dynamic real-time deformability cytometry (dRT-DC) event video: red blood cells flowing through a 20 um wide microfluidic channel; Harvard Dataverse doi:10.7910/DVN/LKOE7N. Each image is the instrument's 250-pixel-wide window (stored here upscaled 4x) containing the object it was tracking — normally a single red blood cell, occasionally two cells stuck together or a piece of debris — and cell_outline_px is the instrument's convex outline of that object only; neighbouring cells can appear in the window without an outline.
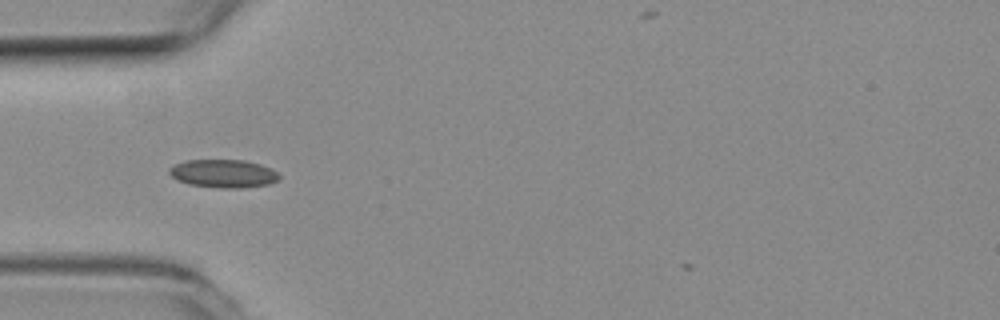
{"species": "common noctule bat (a hibernating species)", "species_latin": "Nyctalus noctula", "temperature_condition": "room temperature", "stored_images_in_passage": 34, "camera_frame_rate_fps": 3000, "um_per_image_px": 0.085, "animal": {"sex": "female", "body_mass_g": 19.3, "forearm_length_mm": 54.1}, "frame": {"image": 1, "passage_image": 1, "time_ms": 0.0, "image_size_px": [1000, 320], "cell_outline_px": [[280, 180], [268, 184], [244, 188], [220, 188], [188, 184], [176, 180], [168, 172], [168, 168], [184, 160], [244, 160], [260, 164], [276, 172], [280, 176]], "centroid_in_image_um": [18.96, 14.76], "position_along_channel_um": 66.0, "area_um2": 18.09}}
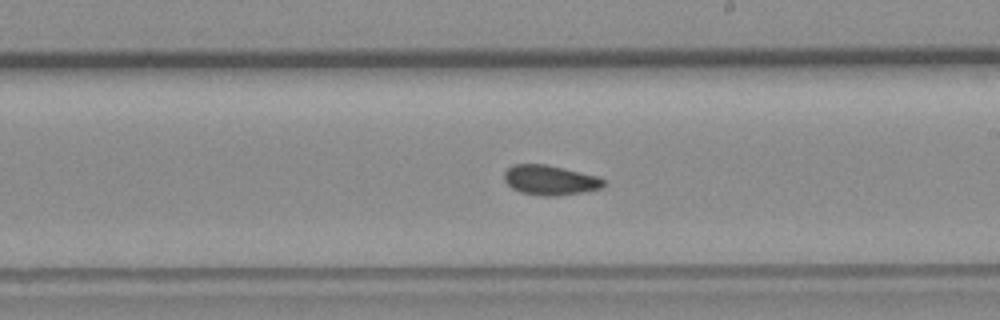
{"frame": {"image": 2, "passage_image": 15, "time_ms": 4.667, "image_size_px": [1000, 320], "cell_outline_px": [[604, 184], [600, 188], [580, 192], [556, 196], [544, 196], [520, 192], [512, 188], [504, 180], [504, 172], [512, 164], [544, 164], [600, 176], [604, 180]], "centroid_in_image_um": [46.73, 15.3], "position_along_channel_um": 242.3, "area_um2": 17.17}}
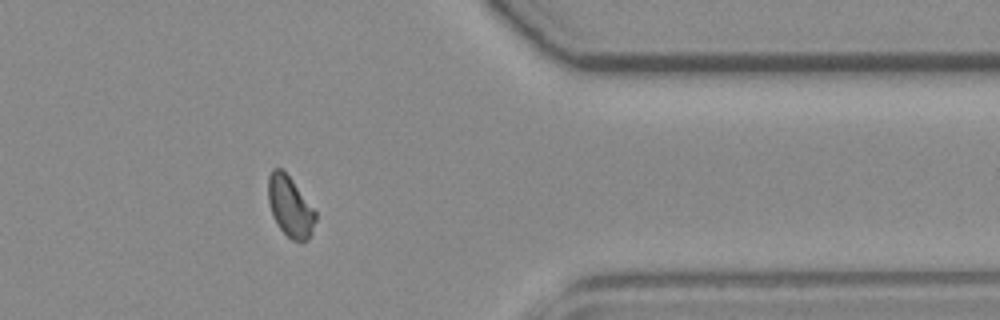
{"frame": {"image": 3, "passage_image": 28, "time_ms": 9.0, "image_size_px": [1000, 320], "cell_outline_px": [[316, 220], [312, 232], [308, 240], [300, 244], [292, 240], [280, 228], [272, 216], [268, 200], [268, 176], [272, 168], [280, 168], [292, 180], [316, 212]], "centroid_in_image_um": [24.66, 17.6], "position_along_channel_um": 386.7, "area_um2": 16.7}, "authors_computed_cell_mechanics": {"area_um2": 17.0799, "velocity_mm_per_s": 3.7767, "shape_relaxation_time_tau1_ms": null, "shape_relaxation_time_tau2_ms": 2.2362, "deformation_change_tau1": null, "deformation_change_tau2": 0.046}}